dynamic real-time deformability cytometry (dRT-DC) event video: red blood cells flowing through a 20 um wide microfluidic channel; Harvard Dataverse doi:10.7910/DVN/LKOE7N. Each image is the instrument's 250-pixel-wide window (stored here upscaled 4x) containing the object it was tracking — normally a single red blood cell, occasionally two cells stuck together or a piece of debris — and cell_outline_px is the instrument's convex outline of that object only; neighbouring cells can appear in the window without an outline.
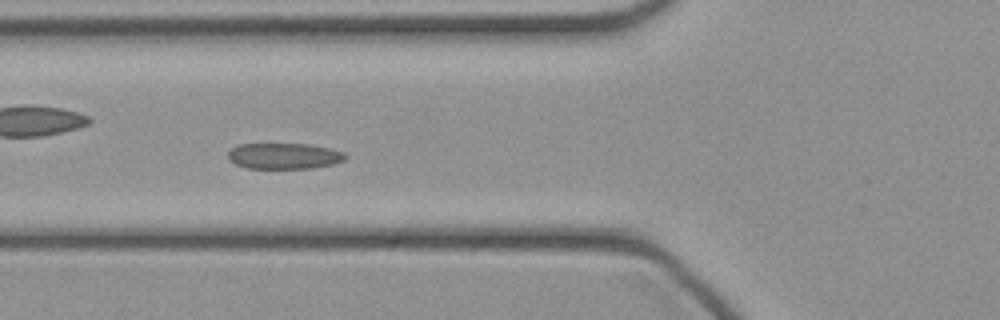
{"species": "common noctule bat (a hibernating species)", "species_latin": "Nyctalus noctula", "temperature_condition": "cold", "stored_images_in_passage": 35, "camera_frame_rate_fps": 3000, "um_per_image_px": 0.085, "animal": {"sex": "female", "body_mass_g": 21.9}, "frame": {"image": 1, "passage_image": 5, "time_ms": 1.333, "image_size_px": [1000, 320], "cell_outline_px": [[348, 156], [344, 160], [332, 164], [312, 168], [248, 168], [236, 164], [228, 160], [228, 152], [236, 144], [308, 144], [328, 148], [344, 152]], "centroid_in_image_um": [24.13, 13.25], "position_along_channel_um": 101.7, "area_um2": 17.69}}
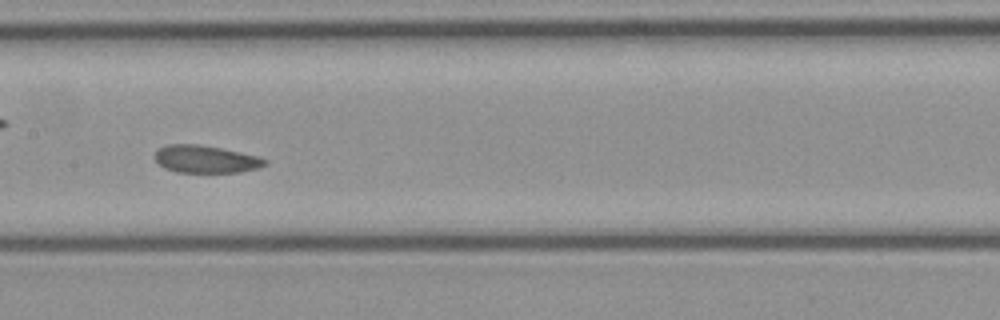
{"frame": {"image": 2, "passage_image": 11, "time_ms": 3.333, "image_size_px": [1000, 320], "cell_outline_px": [[268, 164], [256, 168], [240, 172], [176, 172], [164, 168], [152, 156], [156, 148], [168, 144], [200, 144], [260, 156], [268, 160]], "centroid_in_image_um": [17.45, 13.52], "position_along_channel_um": 189.9, "area_um2": 17.86}}
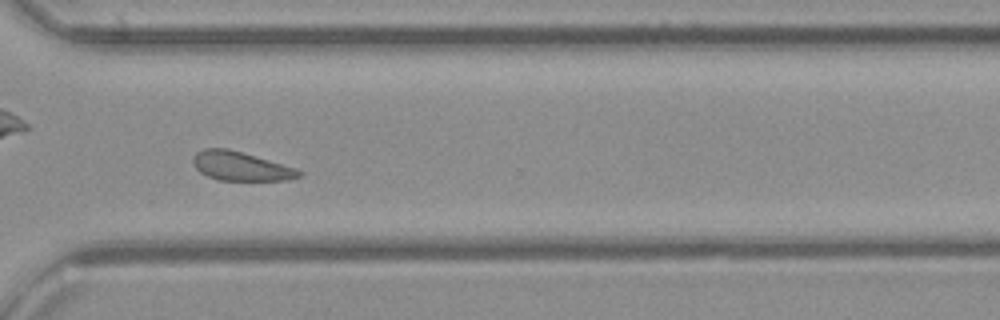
{"frame": {"image": 3, "passage_image": 22, "time_ms": 7.0, "image_size_px": [1000, 320], "cell_outline_px": [[304, 172], [300, 176], [288, 180], [216, 180], [200, 172], [192, 164], [192, 156], [196, 152], [204, 148], [228, 148], [256, 156], [296, 168]], "centroid_in_image_um": [20.43, 14.12], "position_along_channel_um": 350.2, "area_um2": 17.98}}